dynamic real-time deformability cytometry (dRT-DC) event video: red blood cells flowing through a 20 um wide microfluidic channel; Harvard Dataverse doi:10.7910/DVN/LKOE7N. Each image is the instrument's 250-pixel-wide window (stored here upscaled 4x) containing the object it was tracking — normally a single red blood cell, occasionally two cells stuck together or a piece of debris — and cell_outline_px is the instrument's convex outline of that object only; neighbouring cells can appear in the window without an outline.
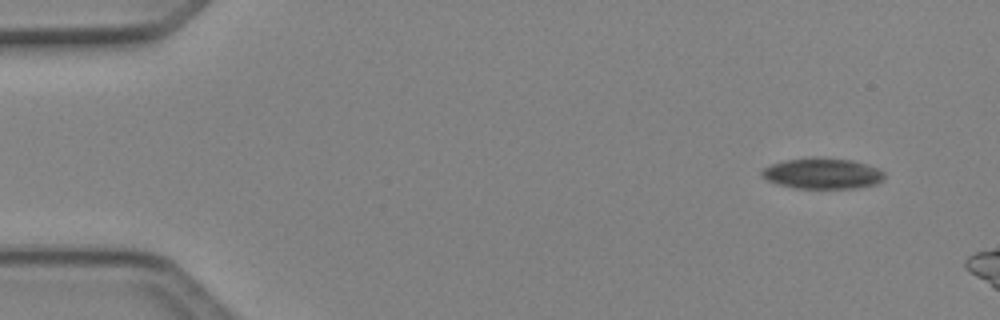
{"species": "Egyptian fruit bat (a non-hibernating species)", "species_latin": "Rousettus aegyptiacus", "temperature_condition": "cold", "stored_images_in_passage": 2, "camera_frame_rate_fps": 3000, "um_per_image_px": 0.085, "animal": {"sex": "female"}, "frame": {"image": 1, "passage_image": 1, "time_ms": 0.0, "image_size_px": [1000, 320], "cell_outline_px": [[884, 180], [876, 184], [856, 188], [796, 188], [776, 184], [760, 176], [760, 172], [764, 168], [772, 164], [788, 160], [812, 156], [816, 156], [852, 160], [868, 164], [880, 168], [884, 172]], "centroid_in_image_um": [69.93, 14.73], "position_along_channel_um": 15.1, "area_um2": 22.31}}